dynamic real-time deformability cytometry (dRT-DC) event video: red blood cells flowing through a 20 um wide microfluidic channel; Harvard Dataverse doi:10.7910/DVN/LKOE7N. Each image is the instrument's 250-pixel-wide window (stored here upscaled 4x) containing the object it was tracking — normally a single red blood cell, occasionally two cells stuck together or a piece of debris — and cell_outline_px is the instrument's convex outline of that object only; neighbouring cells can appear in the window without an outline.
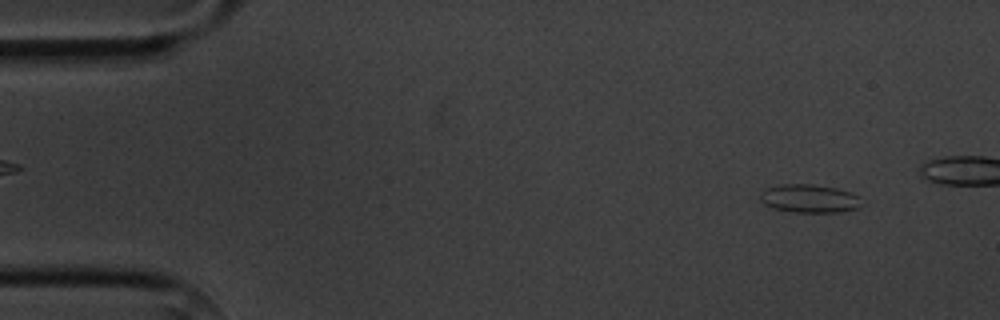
{"species": "common noctule bat (a hibernating species)", "species_latin": "Nyctalus noctula", "temperature_condition": "cold", "stored_images_in_passage": 4, "camera_frame_rate_fps": 3000, "um_per_image_px": 0.085, "animal": {"sex": "male", "body_mass_g": 20.1, "forearm_length_mm": 53.5}, "frame": {"image": 1, "passage_image": 1, "time_ms": 0.0, "image_size_px": [1000, 320], "cell_outline_px": [[860, 196], [856, 208], [840, 212], [792, 212], [772, 208], [764, 204], [760, 200], [760, 192], [764, 188], [780, 184], [812, 184], [836, 188], [852, 192]], "centroid_in_image_um": [68.72, 16.86], "position_along_channel_um": 16.3, "area_um2": 16.76}}